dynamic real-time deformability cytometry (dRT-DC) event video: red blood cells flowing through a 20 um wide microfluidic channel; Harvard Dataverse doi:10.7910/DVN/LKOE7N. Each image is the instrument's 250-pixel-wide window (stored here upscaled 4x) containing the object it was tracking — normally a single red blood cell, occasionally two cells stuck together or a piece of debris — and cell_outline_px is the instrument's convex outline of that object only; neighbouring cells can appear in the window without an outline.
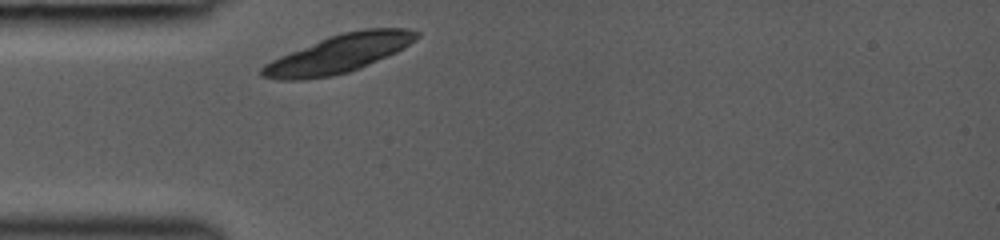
{"species": "common noctule bat (a hibernating species)", "species_latin": "Nyctalus noctula", "temperature_condition": "room temperature", "stored_images_in_passage": 25, "camera_frame_rate_fps": 3000, "um_per_image_px": 0.085, "animal": {"sex": "female", "body_mass_g": 19.0, "forearm_length_mm": 53.3}, "frame": {"image": 1, "passage_image": 1, "time_ms": 0.0, "image_size_px": [1000, 240], "cell_outline_px": [[420, 36], [416, 40], [396, 52], [360, 68], [348, 72], [332, 76], [304, 80], [276, 80], [260, 76], [260, 68], [264, 64], [280, 56], [328, 36], [344, 32], [364, 28], [408, 28], [420, 32]], "centroid_in_image_um": [28.79, 4.57], "position_along_channel_um": 56.2, "area_um2": 34.39}}